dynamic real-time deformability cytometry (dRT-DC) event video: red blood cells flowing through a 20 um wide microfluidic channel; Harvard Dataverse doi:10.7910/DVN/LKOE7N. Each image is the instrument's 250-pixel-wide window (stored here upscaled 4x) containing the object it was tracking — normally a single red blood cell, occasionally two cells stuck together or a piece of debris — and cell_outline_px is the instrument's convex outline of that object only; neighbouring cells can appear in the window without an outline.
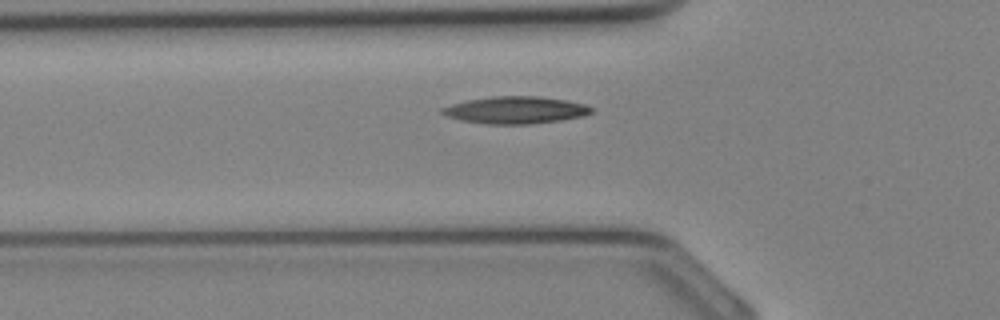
{"species": "Egyptian fruit bat (a non-hibernating species)", "species_latin": "Rousettus aegyptiacus", "temperature_condition": "cold", "stored_images_in_passage": 6, "camera_frame_rate_fps": 3000, "um_per_image_px": 0.085, "animal": {"sex": "female"}, "frame": {"image": 1, "passage_image": 3, "time_ms": 0.667, "image_size_px": [1000, 320], "cell_outline_px": [[592, 112], [584, 116], [560, 120], [532, 124], [484, 124], [460, 120], [448, 116], [440, 112], [440, 108], [452, 104], [468, 100], [496, 96], [540, 96], [564, 100], [584, 104], [592, 108]], "centroid_in_image_um": [43.81, 9.36], "position_along_channel_um": 82.0, "area_um2": 23.52}}
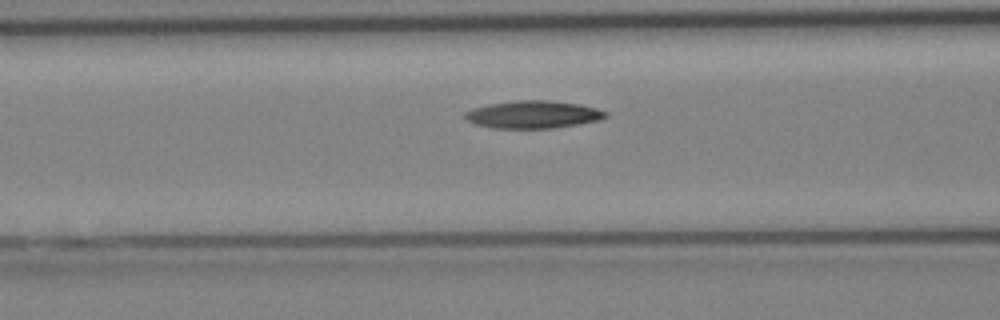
{"frame": {"image": 2, "passage_image": 5, "time_ms": 1.333, "image_size_px": [1000, 320], "cell_outline_px": [[608, 116], [600, 120], [552, 128], [492, 128], [476, 124], [468, 120], [464, 116], [464, 112], [472, 108], [488, 104], [512, 100], [548, 100], [580, 104], [596, 108], [608, 112]], "centroid_in_image_um": [45.31, 9.72], "position_along_channel_um": 121.3, "area_um2": 22.66}}